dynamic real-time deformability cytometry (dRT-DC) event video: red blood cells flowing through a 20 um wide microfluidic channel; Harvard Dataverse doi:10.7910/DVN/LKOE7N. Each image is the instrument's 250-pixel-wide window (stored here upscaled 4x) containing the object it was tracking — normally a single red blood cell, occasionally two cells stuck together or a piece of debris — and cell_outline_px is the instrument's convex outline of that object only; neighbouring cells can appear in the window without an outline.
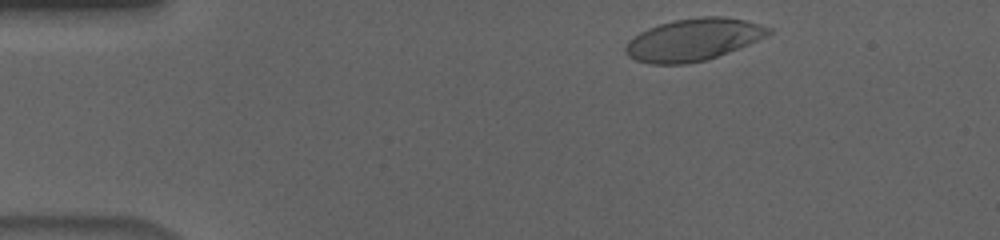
{"species": "human", "species_latin": "Homo sapiens", "temperature_condition": "cold", "stored_images_in_passage": 49, "camera_frame_rate_fps": 3000, "um_per_image_px": 0.085, "donor": {"sex": "male"}, "frame": {"image": 1, "passage_image": 2, "time_ms": 0.333, "image_size_px": [1000, 240], "cell_outline_px": [[772, 32], [748, 44], [728, 52], [704, 60], [684, 64], [652, 64], [636, 60], [628, 56], [624, 52], [624, 48], [628, 40], [640, 32], [648, 28], [660, 24], [676, 20], [704, 16], [720, 16], [744, 20], [772, 28]], "centroid_in_image_um": [58.88, 3.37], "position_along_channel_um": 26.1, "area_um2": 34.68}}
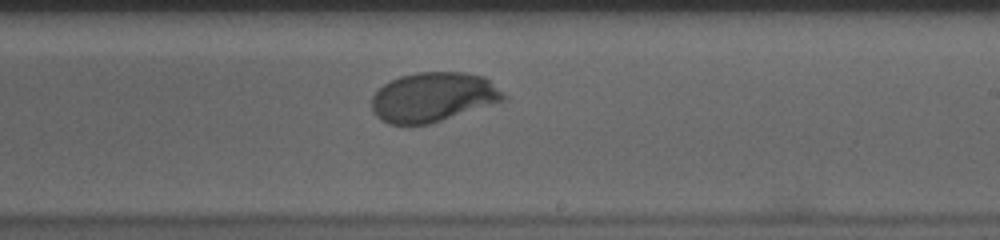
{"frame": {"image": 2, "passage_image": 27, "time_ms": 8.667, "image_size_px": [1000, 240], "cell_outline_px": [[508, 96], [504, 100], [428, 124], [388, 124], [380, 120], [372, 112], [372, 96], [384, 84], [400, 76], [416, 72], [464, 72], [484, 76], [504, 92]], "centroid_in_image_um": [36.8, 8.24], "position_along_channel_um": 252.2, "area_um2": 37.8}}
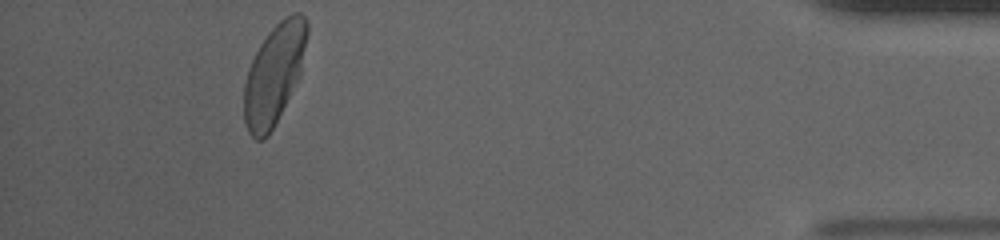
{"frame": {"image": 3, "passage_image": 45, "time_ms": 14.667, "image_size_px": [1000, 240], "cell_outline_px": [[308, 32], [300, 76], [268, 136], [264, 140], [256, 140], [248, 132], [244, 120], [244, 84], [248, 68], [260, 44], [268, 32], [284, 16], [292, 12], [300, 12], [304, 16], [308, 24]], "centroid_in_image_um": [23.3, 6.28], "position_along_channel_um": 411.9, "area_um2": 36.7}, "authors_computed_cell_mechanics": {"area_um2": 37.1654, "velocity_mm_per_s": 3.6189, "shape_relaxation_time_tau1_ms": 3.3288, "shape_relaxation_time_tau2_ms": null, "deformation_change_tau1": 0.1536, "deformation_change_tau2": null}}